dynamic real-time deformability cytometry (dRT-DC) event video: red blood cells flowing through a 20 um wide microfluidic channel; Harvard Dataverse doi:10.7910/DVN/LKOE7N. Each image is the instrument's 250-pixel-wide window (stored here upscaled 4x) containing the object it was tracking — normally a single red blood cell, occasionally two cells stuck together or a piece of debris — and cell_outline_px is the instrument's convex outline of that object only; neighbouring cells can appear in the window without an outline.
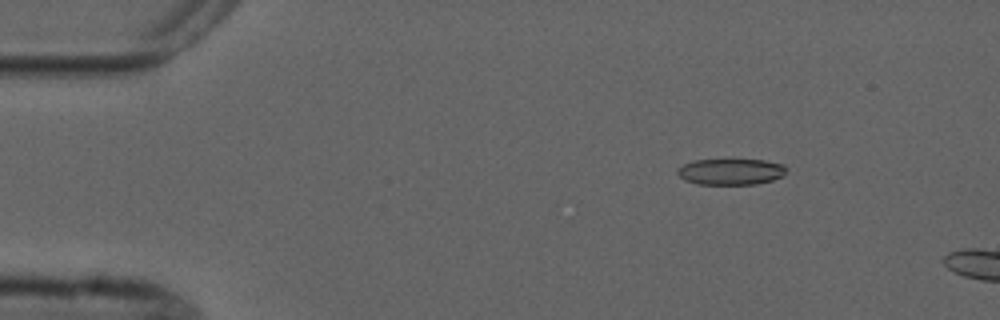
{"species": "common noctule bat (a hibernating species)", "species_latin": "Nyctalus noctula", "temperature_condition": "cold", "stored_images_in_passage": 5, "camera_frame_rate_fps": 3000, "um_per_image_px": 0.085, "animal": {"sex": "male", "forearm_length_mm": 52.5}, "frame": {"image": 1, "passage_image": 3, "time_ms": 2.333, "image_size_px": [1000, 320], "cell_outline_px": [[788, 168], [780, 176], [772, 180], [756, 184], [696, 184], [684, 180], [676, 172], [676, 168], [692, 160], [764, 160], [784, 164]], "centroid_in_image_um": [62.08, 14.59], "position_along_channel_um": 22.9, "area_um2": 16.59}}